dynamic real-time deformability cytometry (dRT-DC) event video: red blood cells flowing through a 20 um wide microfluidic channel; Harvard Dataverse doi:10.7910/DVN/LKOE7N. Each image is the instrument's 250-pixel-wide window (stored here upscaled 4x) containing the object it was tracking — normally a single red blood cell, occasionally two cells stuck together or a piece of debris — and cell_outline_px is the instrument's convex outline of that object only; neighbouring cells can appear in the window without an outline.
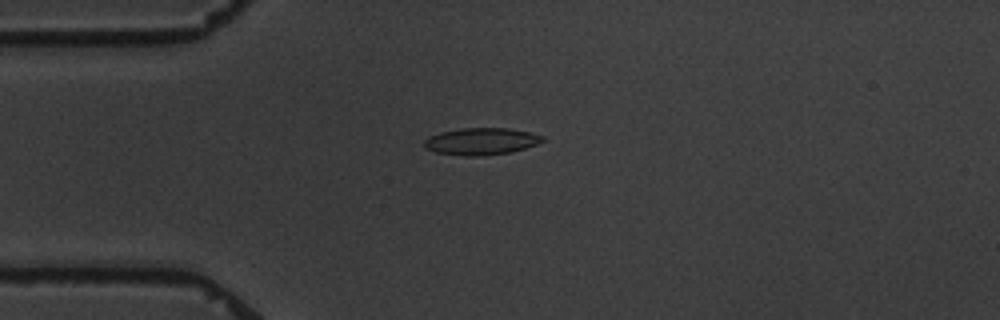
{"species": "common noctule bat (a hibernating species)", "species_latin": "Nyctalus noctula", "temperature_condition": "warm", "stored_images_in_passage": 5, "camera_frame_rate_fps": 3000, "um_per_image_px": 0.085, "animal": {"sex": "male", "body_mass_g": 19.5, "forearm_length_mm": 54.6}, "frame": {"image": 1, "passage_image": 4, "time_ms": 3.333, "image_size_px": [1000, 320], "cell_outline_px": [[544, 140], [536, 144], [512, 152], [480, 156], [464, 156], [436, 152], [424, 148], [424, 140], [428, 136], [440, 132], [460, 128], [508, 128], [528, 132], [544, 136]], "centroid_in_image_um": [40.86, 12.01], "position_along_channel_um": 44.1, "area_um2": 18.61}}
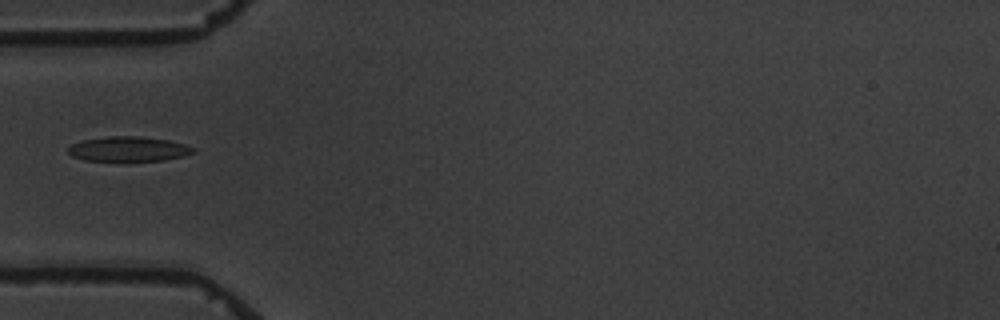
{"frame": {"image": 2, "passage_image": 5, "time_ms": 4.667, "image_size_px": [1000, 320], "cell_outline_px": [[196, 152], [184, 156], [164, 160], [128, 164], [84, 160], [72, 156], [68, 152], [68, 148], [72, 144], [84, 140], [108, 136], [136, 136], [168, 140], [184, 144], [192, 148]], "centroid_in_image_um": [10.9, 12.72], "position_along_channel_um": 74.1, "area_um2": 18.9}}